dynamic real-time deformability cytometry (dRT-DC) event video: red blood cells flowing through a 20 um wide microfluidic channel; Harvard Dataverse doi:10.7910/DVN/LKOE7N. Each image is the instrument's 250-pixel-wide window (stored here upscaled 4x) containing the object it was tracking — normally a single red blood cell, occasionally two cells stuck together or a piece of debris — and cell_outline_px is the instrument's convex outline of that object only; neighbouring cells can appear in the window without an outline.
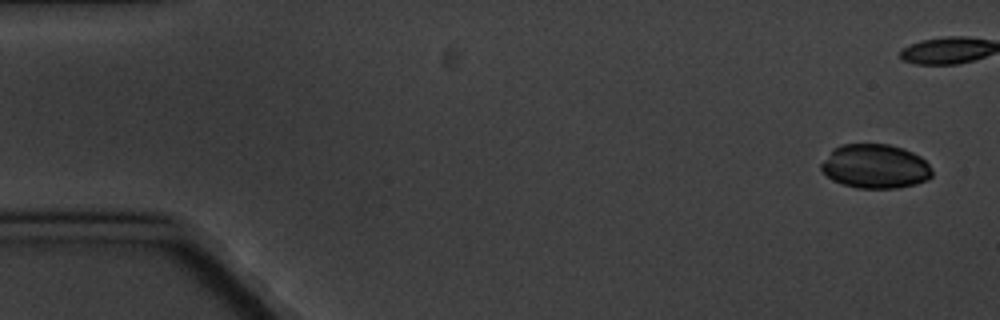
{"species": "common noctule bat (a hibernating species)", "species_latin": "Nyctalus noctula", "temperature_condition": "cold", "stored_images_in_passage": 7, "camera_frame_rate_fps": 3000, "um_per_image_px": 0.085, "animal": {"sex": "male", "body_mass_g": 20.1, "forearm_length_mm": 53.5}, "frame": {"image": 1, "passage_image": 1, "time_ms": 0.0, "image_size_px": [1000, 320], "cell_outline_px": [[932, 176], [928, 180], [916, 184], [896, 188], [856, 188], [832, 180], [820, 168], [820, 164], [832, 148], [840, 144], [888, 144], [904, 148], [920, 156], [932, 168]], "centroid_in_image_um": [74.39, 14.13], "position_along_channel_um": 10.6, "area_um2": 28.73}}